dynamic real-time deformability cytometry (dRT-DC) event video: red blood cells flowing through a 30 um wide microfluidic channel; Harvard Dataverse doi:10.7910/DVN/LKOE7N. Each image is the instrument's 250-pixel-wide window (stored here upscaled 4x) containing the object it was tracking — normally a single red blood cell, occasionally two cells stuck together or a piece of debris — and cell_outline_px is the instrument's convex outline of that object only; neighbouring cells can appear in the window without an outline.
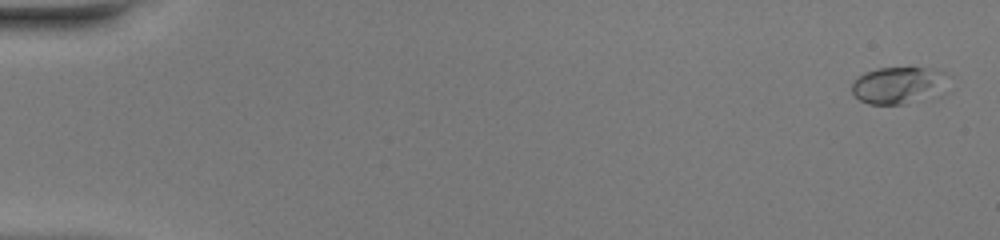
{"species": "common noctule bat (a hibernating species)", "species_latin": "Nyctalus noctula", "temperature_condition": "warm", "stored_images_in_passage": 51, "camera_frame_rate_fps": 3000, "um_per_image_px": 0.085, "animal": {"sex": "female", "body_mass_g": 20.0, "forearm_length_mm": 54.0}, "frame": {"image": 1, "passage_image": 2, "time_ms": 0.333, "image_size_px": [1000, 240], "cell_outline_px": [[944, 76], [904, 104], [868, 104], [860, 100], [852, 92], [852, 80], [864, 72], [880, 68], [924, 68], [944, 72]], "centroid_in_image_um": [75.93, 7.19], "position_along_channel_um": 9.1, "area_um2": 18.09}}
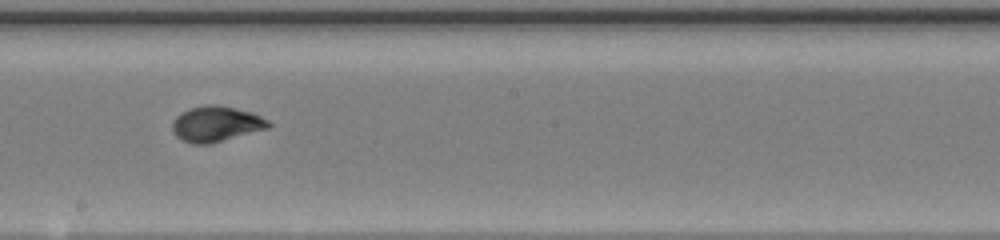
{"frame": {"image": 2, "passage_image": 30, "time_ms": 9.667, "image_size_px": [1000, 240], "cell_outline_px": [[272, 124], [268, 128], [212, 144], [192, 144], [180, 140], [172, 132], [172, 120], [180, 112], [188, 108], [204, 104], [212, 104], [252, 112], [268, 120]], "centroid_in_image_um": [18.32, 10.54], "position_along_channel_um": 229.9, "area_um2": 20.17}}
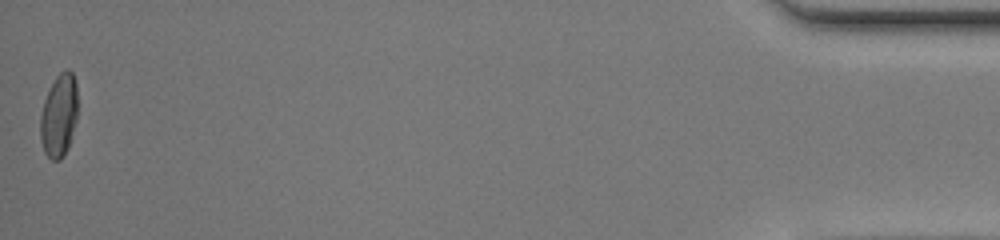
{"frame": {"image": 3, "passage_image": 51, "time_ms": 16.667, "image_size_px": [1000, 240], "cell_outline_px": [[76, 120], [68, 148], [64, 156], [60, 160], [52, 160], [44, 152], [40, 140], [40, 116], [44, 100], [56, 76], [60, 72], [68, 68], [72, 72], [76, 84]], "centroid_in_image_um": [4.99, 9.84], "position_along_channel_um": 430.2, "area_um2": 17.98}, "authors_computed_cell_mechanics": {"area_um2": 18.5538, "velocity_mm_per_s": 4.1383, "shape_relaxation_time_tau1_ms": 4.7206, "shape_relaxation_time_tau2_ms": null, "deformation_change_tau1": 0.2058, "deformation_change_tau2": null}}